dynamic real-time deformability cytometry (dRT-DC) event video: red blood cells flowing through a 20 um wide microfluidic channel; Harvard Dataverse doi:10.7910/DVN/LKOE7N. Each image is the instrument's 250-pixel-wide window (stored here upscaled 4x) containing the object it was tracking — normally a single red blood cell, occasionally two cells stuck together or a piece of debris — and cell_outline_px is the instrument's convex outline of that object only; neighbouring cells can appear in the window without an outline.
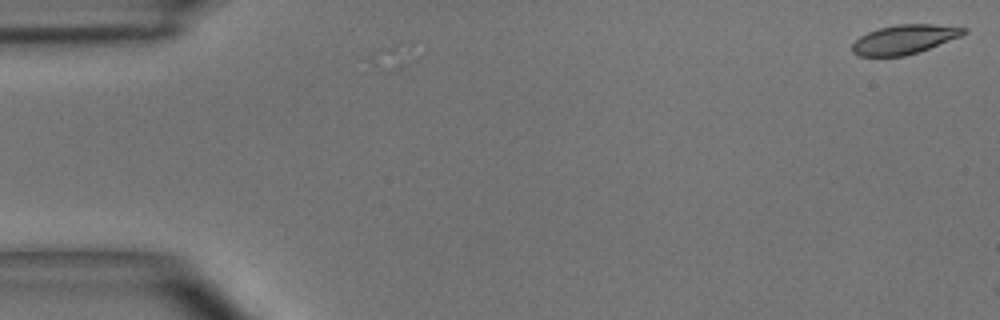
{"species": "common noctule bat (a hibernating species)", "species_latin": "Nyctalus noctula", "temperature_condition": "room temperature", "stored_images_in_passage": 5, "camera_frame_rate_fps": 3000, "um_per_image_px": 0.085, "animal": {"sex": "male", "body_mass_g": 15.6}, "frame": {"image": 1, "passage_image": 1, "time_ms": 0.0, "image_size_px": [1000, 320], "cell_outline_px": [[968, 32], [960, 36], [928, 48], [904, 56], [856, 56], [852, 52], [852, 44], [860, 36], [868, 32], [880, 28], [896, 24], [932, 24], [968, 28]], "centroid_in_image_um": [76.84, 3.34], "position_along_channel_um": 8.2, "area_um2": 18.79}}